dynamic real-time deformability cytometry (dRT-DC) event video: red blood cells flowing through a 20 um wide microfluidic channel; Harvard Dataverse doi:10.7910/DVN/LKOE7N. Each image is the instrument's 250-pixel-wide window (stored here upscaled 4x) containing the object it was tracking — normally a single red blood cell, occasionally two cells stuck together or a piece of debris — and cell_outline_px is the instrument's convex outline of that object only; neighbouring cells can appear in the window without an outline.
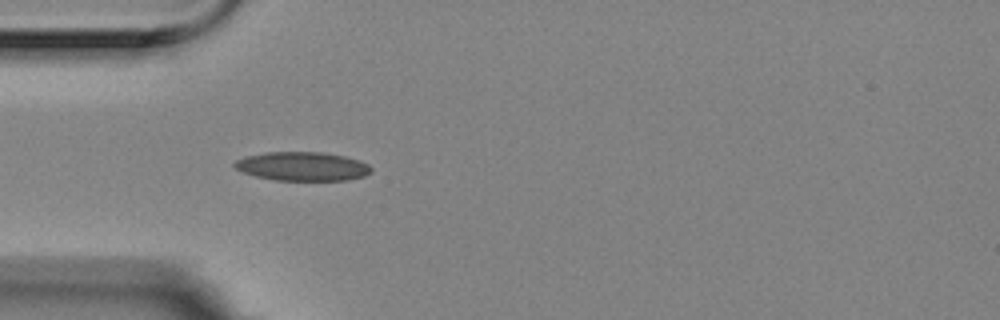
{"species": "Egyptian fruit bat (a non-hibernating species)", "species_latin": "Rousettus aegyptiacus", "temperature_condition": "room temperature", "stored_images_in_passage": 25, "camera_frame_rate_fps": 3000, "um_per_image_px": 0.085, "animal": {"sex": "female"}, "frame": {"image": 1, "passage_image": 4, "time_ms": 1.0, "image_size_px": [1000, 320], "cell_outline_px": [[372, 172], [364, 176], [344, 180], [276, 180], [256, 176], [244, 172], [236, 168], [232, 164], [236, 160], [244, 156], [264, 152], [324, 152], [344, 156], [360, 160], [368, 164], [372, 168]], "centroid_in_image_um": [25.71, 14.13], "position_along_channel_um": 59.3, "area_um2": 23.0}}
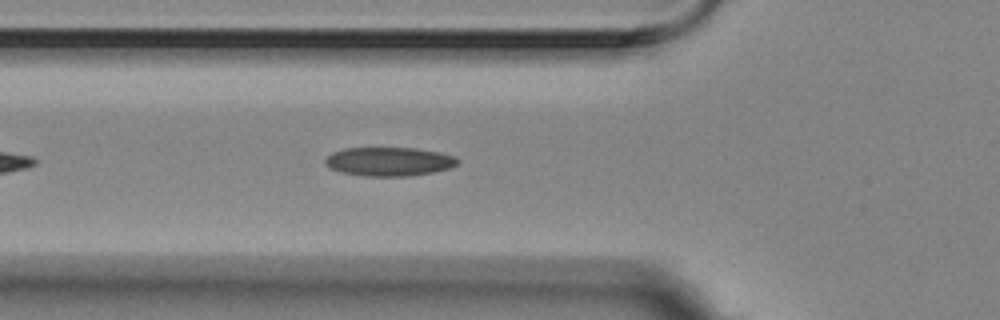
{"frame": {"image": 2, "passage_image": 7, "time_ms": 2.0, "image_size_px": [1000, 320], "cell_outline_px": [[460, 160], [452, 168], [432, 172], [408, 176], [364, 176], [340, 172], [324, 164], [324, 160], [332, 152], [344, 148], [416, 148], [440, 152], [456, 156]], "centroid_in_image_um": [33.09, 13.73], "position_along_channel_um": 92.7, "area_um2": 22.37}}
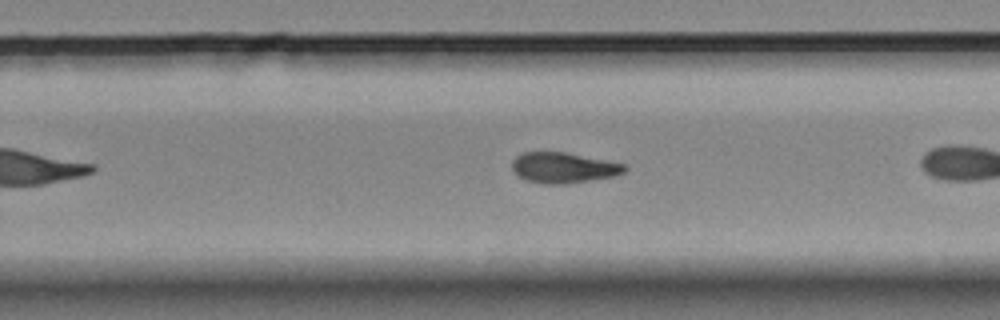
{"frame": {"image": 3, "passage_image": 20, "time_ms": 6.333, "image_size_px": [1000, 320], "cell_outline_px": [[628, 168], [624, 172], [616, 176], [564, 184], [544, 184], [528, 180], [516, 176], [512, 168], [512, 160], [516, 156], [524, 152], [564, 152], [624, 164]], "centroid_in_image_um": [47.87, 14.26], "position_along_channel_um": 281.9, "area_um2": 19.94}}